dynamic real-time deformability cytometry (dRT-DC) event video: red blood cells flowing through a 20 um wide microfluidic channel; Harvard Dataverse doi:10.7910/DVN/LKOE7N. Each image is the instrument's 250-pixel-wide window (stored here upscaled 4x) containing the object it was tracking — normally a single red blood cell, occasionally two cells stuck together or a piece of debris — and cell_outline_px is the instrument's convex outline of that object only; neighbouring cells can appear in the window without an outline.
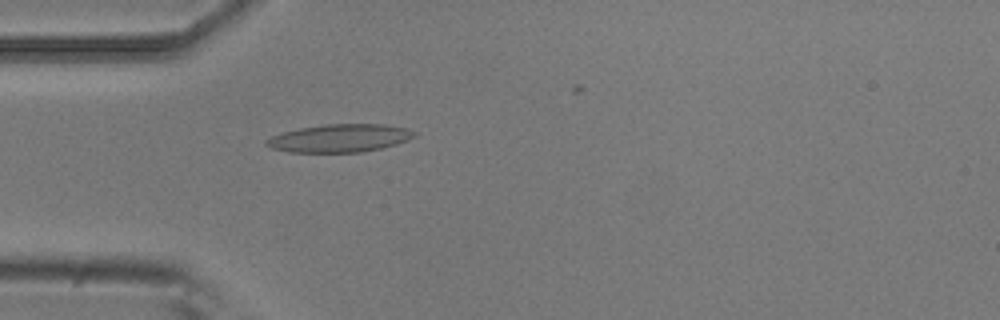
{"species": "common noctule bat (a hibernating species)", "species_latin": "Nyctalus noctula", "temperature_condition": "room temperature", "stored_images_in_passage": 4, "camera_frame_rate_fps": 3000, "um_per_image_px": 0.085, "animal": {"sex": "male", "body_mass_g": 20.5, "forearm_length_mm": 52.5}, "frame": {"image": 1, "passage_image": 4, "time_ms": 1.0, "image_size_px": [1000, 320], "cell_outline_px": [[416, 136], [408, 140], [396, 144], [380, 148], [360, 152], [288, 152], [272, 148], [264, 144], [264, 140], [272, 136], [284, 132], [300, 128], [324, 124], [384, 124], [404, 128], [416, 132]], "centroid_in_image_um": [28.86, 11.74], "position_along_channel_um": 56.1, "area_um2": 23.99}}